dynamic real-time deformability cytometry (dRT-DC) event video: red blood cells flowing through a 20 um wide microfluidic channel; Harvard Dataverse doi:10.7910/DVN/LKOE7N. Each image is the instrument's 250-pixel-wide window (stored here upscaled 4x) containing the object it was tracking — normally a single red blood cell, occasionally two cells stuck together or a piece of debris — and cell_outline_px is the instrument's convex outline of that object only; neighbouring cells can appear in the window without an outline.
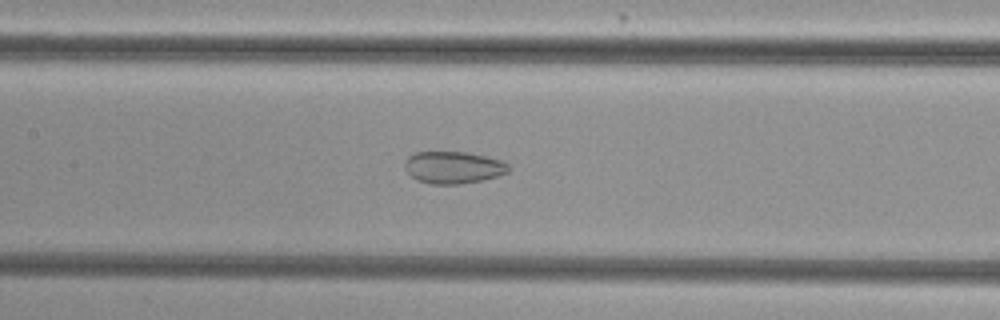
{"species": "common noctule bat (a hibernating species)", "species_latin": "Nyctalus noctula", "temperature_condition": "cold", "stored_images_in_passage": 55, "camera_frame_rate_fps": 3000, "um_per_image_px": 0.085, "animal": {"sex": "female", "body_mass_g": 29.2, "forearm_length_mm": 56.3}, "frame": {"image": 1, "passage_image": 27, "time_ms": 8.667, "image_size_px": [1000, 320], "cell_outline_px": [[512, 168], [508, 172], [484, 180], [456, 184], [432, 184], [416, 180], [404, 168], [404, 160], [408, 156], [416, 152], [468, 152], [500, 160], [508, 164]], "centroid_in_image_um": [38.52, 14.23], "position_along_channel_um": 168.9, "area_um2": 19.48}}
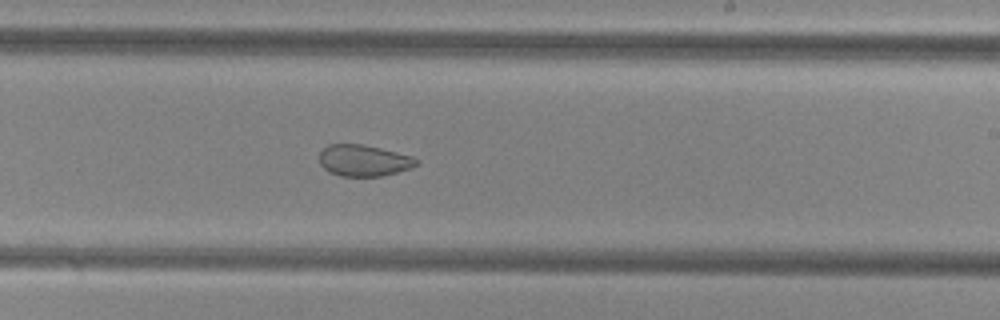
{"frame": {"image": 2, "passage_image": 34, "time_ms": 11.0, "image_size_px": [1000, 320], "cell_outline_px": [[420, 164], [412, 168], [384, 176], [340, 176], [328, 172], [320, 164], [320, 152], [328, 144], [364, 144], [412, 156], [420, 160]], "centroid_in_image_um": [30.95, 13.65], "position_along_channel_um": 258.0, "area_um2": 17.98}}
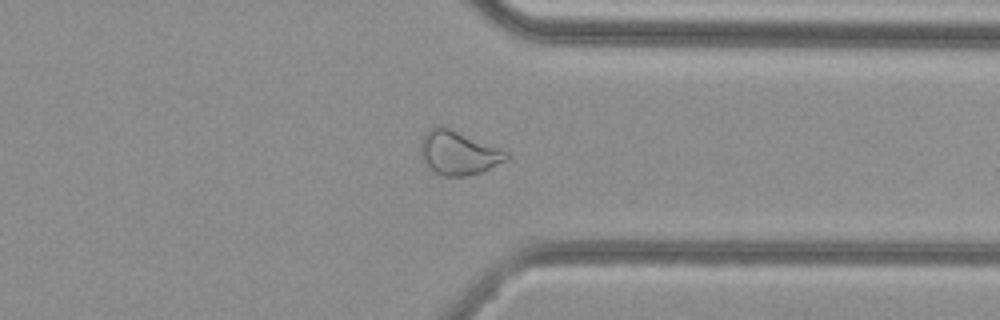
{"frame": {"image": 3, "passage_image": 43, "time_ms": 14.0, "image_size_px": [1000, 320], "cell_outline_px": [[508, 160], [480, 172], [464, 176], [444, 176], [436, 172], [420, 156], [420, 144], [424, 136], [432, 128], [440, 124], [444, 124], [500, 148], [508, 152]], "centroid_in_image_um": [38.98, 12.95], "position_along_channel_um": 372.4, "area_um2": 21.91}, "authors_computed_cell_mechanics": {"area_um2": 25.432, "velocity_mm_per_s": 3.8407, "shape_relaxation_time_tau1_ms": null, "shape_relaxation_time_tau2_ms": 1.5244, "deformation_change_tau1": null, "deformation_change_tau2": 0.0714}}